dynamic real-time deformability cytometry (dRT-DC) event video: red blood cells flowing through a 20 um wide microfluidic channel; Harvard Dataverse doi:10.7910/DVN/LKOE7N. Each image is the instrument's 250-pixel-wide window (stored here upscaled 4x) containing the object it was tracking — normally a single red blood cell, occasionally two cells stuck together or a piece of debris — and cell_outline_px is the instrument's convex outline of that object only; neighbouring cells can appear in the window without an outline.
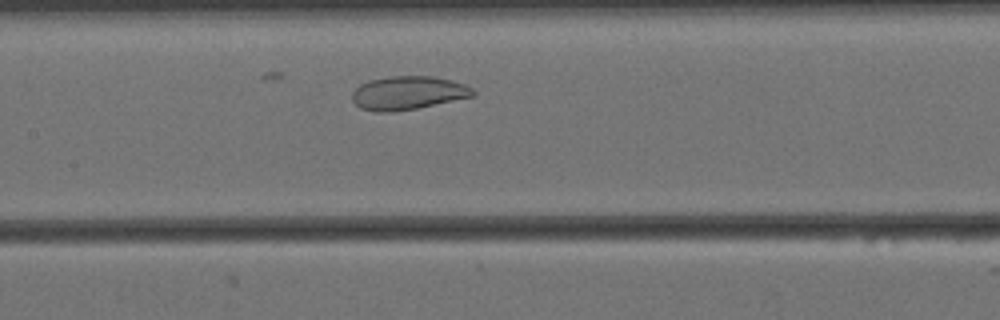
{"species": "Egyptian fruit bat (a non-hibernating species)", "species_latin": "Rousettus aegyptiacus", "temperature_condition": "cold", "stored_images_in_passage": 17, "camera_frame_rate_fps": 3000, "um_per_image_px": 0.085, "animal": {"sex": "female"}, "frame": {"image": 1, "passage_image": 10, "time_ms": 3.0, "image_size_px": [1000, 320], "cell_outline_px": [[476, 96], [416, 108], [392, 112], [376, 112], [360, 108], [352, 100], [352, 92], [360, 84], [368, 80], [392, 76], [432, 76], [452, 80], [464, 84], [472, 88], [476, 92]], "centroid_in_image_um": [34.68, 7.9], "position_along_channel_um": 172.7, "area_um2": 23.7}}
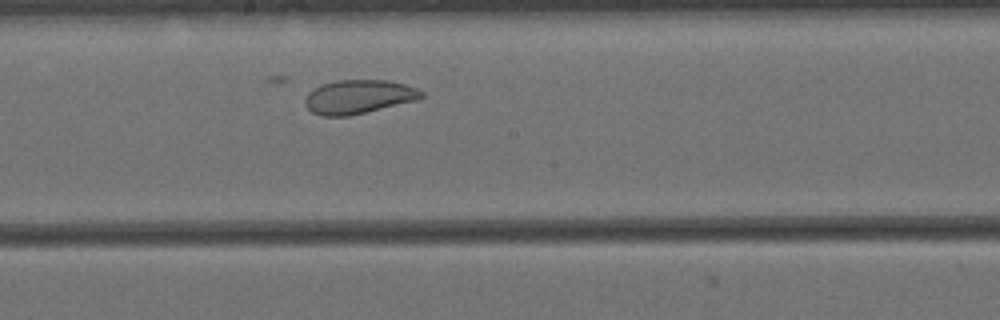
{"frame": {"image": 2, "passage_image": 14, "time_ms": 4.333, "image_size_px": [1000, 320], "cell_outline_px": [[424, 96], [420, 100], [348, 116], [320, 116], [312, 112], [304, 104], [304, 100], [308, 92], [320, 84], [336, 80], [388, 80], [404, 84], [416, 88], [424, 92]], "centroid_in_image_um": [30.48, 8.23], "position_along_channel_um": 217.7, "area_um2": 23.24}}
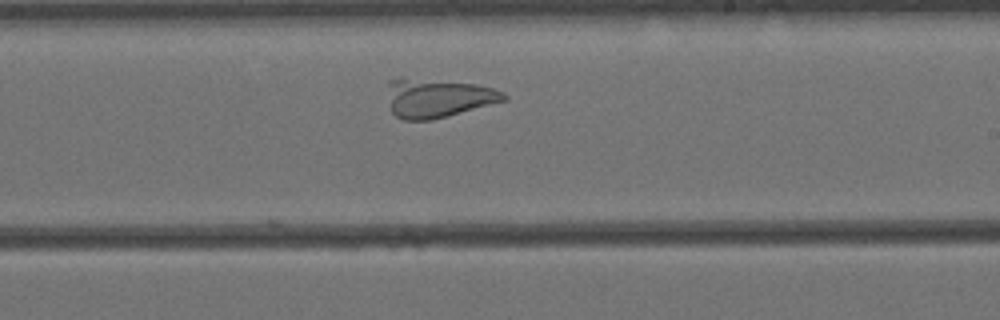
{"frame": {"image": 3, "passage_image": 17, "time_ms": 5.333, "image_size_px": [1000, 320], "cell_outline_px": [[508, 100], [448, 116], [432, 120], [404, 120], [396, 116], [392, 112], [388, 84], [388, 80], [404, 80], [476, 84], [492, 88], [504, 92], [508, 96]], "centroid_in_image_um": [37.29, 8.39], "position_along_channel_um": 251.7, "area_um2": 25.32}}